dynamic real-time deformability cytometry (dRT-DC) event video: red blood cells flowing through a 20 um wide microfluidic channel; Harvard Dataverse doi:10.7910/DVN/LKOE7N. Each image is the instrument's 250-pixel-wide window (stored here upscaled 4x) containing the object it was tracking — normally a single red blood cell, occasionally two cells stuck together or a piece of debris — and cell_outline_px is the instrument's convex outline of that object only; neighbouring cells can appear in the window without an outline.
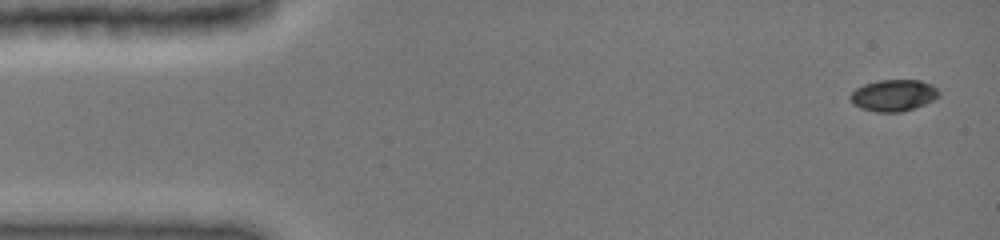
{"species": "common noctule bat (a hibernating species)", "species_latin": "Nyctalus noctula", "temperature_condition": "cold", "stored_images_in_passage": 9, "camera_frame_rate_fps": 3000, "um_per_image_px": 0.085, "animal": {"sex": "female", "body_mass_g": 19.0, "forearm_length_mm": 51.5}, "frame": {"image": 1, "passage_image": 1, "time_ms": 0.0, "image_size_px": [1000, 240], "cell_outline_px": [[940, 96], [924, 104], [900, 112], [876, 112], [860, 108], [852, 104], [848, 96], [856, 88], [864, 84], [876, 80], [920, 80], [932, 84], [940, 92]], "centroid_in_image_um": [75.92, 8.1], "position_along_channel_um": 9.1, "area_um2": 16.42}}
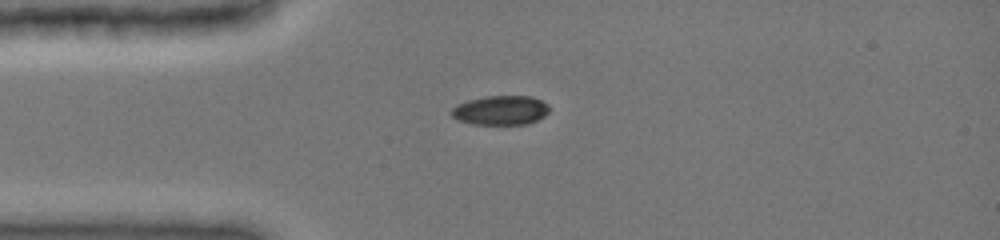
{"frame": {"image": 2, "passage_image": 6, "time_ms": 1.667, "image_size_px": [1000, 240], "cell_outline_px": [[548, 112], [544, 116], [528, 124], [472, 124], [456, 120], [452, 116], [452, 108], [456, 104], [468, 100], [488, 96], [532, 96], [548, 104]], "centroid_in_image_um": [42.53, 9.37], "position_along_channel_um": 42.5, "area_um2": 16.7}}
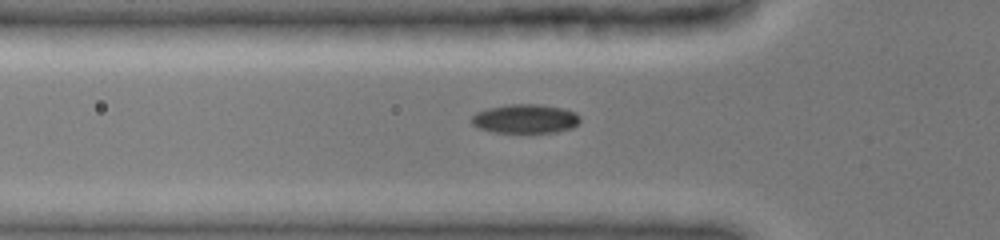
{"frame": {"image": 3, "passage_image": 8, "time_ms": 2.333, "image_size_px": [1000, 240], "cell_outline_px": [[580, 120], [572, 128], [556, 132], [492, 132], [480, 128], [472, 124], [472, 116], [476, 112], [488, 108], [508, 104], [536, 104], [564, 108], [576, 112], [580, 116]], "centroid_in_image_um": [44.66, 10.09], "position_along_channel_um": 81.1, "area_um2": 18.32}}